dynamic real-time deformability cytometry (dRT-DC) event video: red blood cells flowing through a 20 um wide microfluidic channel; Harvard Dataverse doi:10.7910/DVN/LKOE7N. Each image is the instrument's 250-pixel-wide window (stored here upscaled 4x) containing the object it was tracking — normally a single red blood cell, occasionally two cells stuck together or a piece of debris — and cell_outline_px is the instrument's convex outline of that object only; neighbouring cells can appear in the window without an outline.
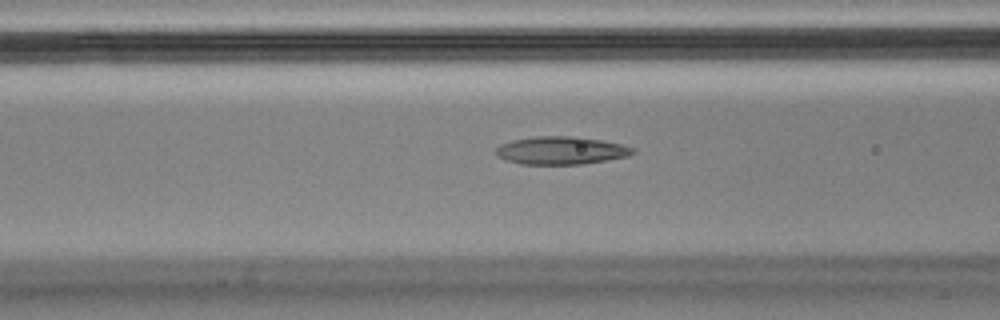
{"species": "Egyptian fruit bat (a non-hibernating species)", "species_latin": "Rousettus aegyptiacus", "temperature_condition": "cold", "stored_images_in_passage": 40, "camera_frame_rate_fps": 3000, "um_per_image_px": 0.085, "animal": {"sex": "male"}, "frame": {"image": 1, "passage_image": 15, "time_ms": 4.667, "image_size_px": [1000, 320], "cell_outline_px": [[636, 152], [628, 156], [584, 164], [520, 164], [496, 156], [496, 148], [500, 144], [512, 140], [536, 136], [572, 136], [600, 140], [620, 144], [632, 148]], "centroid_in_image_um": [47.66, 12.79], "position_along_channel_um": 118.9, "area_um2": 22.08}}
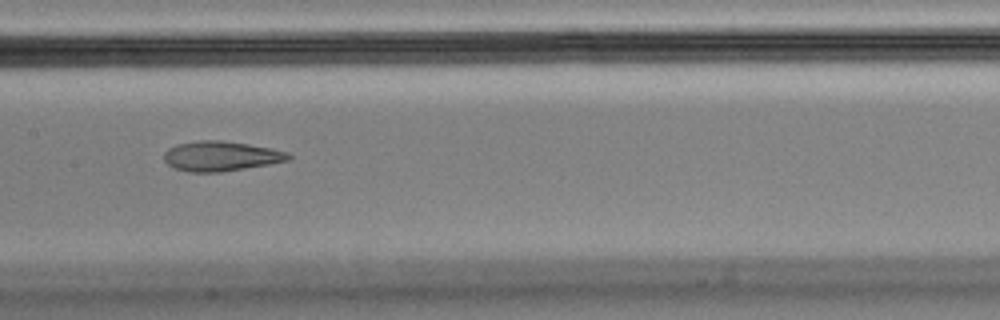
{"frame": {"image": 2, "passage_image": 21, "time_ms": 6.667, "image_size_px": [1000, 320], "cell_outline_px": [[292, 156], [288, 160], [268, 164], [220, 172], [188, 172], [176, 168], [168, 164], [164, 160], [164, 152], [168, 148], [176, 144], [200, 140], [220, 140], [248, 144], [272, 148], [288, 152]], "centroid_in_image_um": [18.76, 13.26], "position_along_channel_um": 188.6, "area_um2": 21.56}}
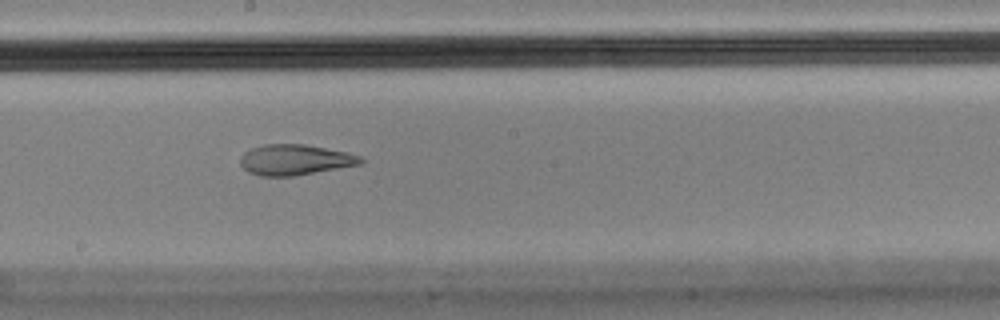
{"frame": {"image": 3, "passage_image": 24, "time_ms": 7.667, "image_size_px": [1000, 320], "cell_outline_px": [[364, 160], [360, 164], [292, 176], [260, 176], [248, 172], [240, 164], [240, 156], [244, 152], [252, 148], [264, 144], [304, 144], [348, 152], [360, 156]], "centroid_in_image_um": [25.04, 13.57], "position_along_channel_um": 223.2, "area_um2": 21.33}}